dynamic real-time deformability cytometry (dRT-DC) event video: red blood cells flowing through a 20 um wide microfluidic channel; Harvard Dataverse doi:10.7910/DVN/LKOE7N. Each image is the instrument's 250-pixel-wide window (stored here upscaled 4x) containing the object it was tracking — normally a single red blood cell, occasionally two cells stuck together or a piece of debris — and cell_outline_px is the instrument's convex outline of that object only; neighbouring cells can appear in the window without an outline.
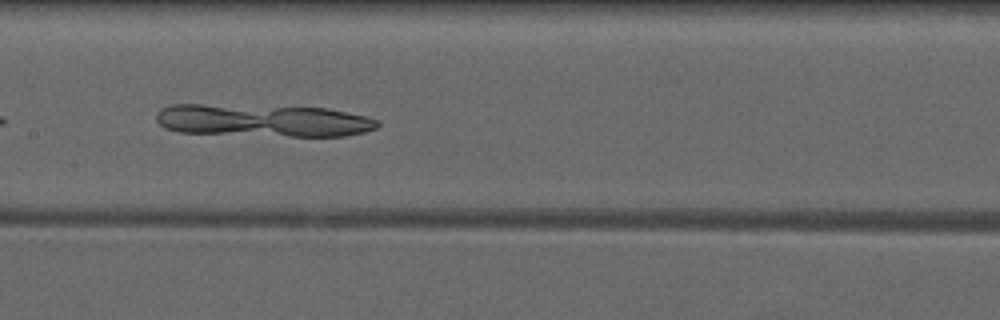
{"species": "common noctule bat (a hibernating species)", "species_latin": "Nyctalus noctula", "temperature_condition": "warm", "stored_images_in_passage": 8, "camera_frame_rate_fps": 3000, "um_per_image_px": 0.085, "animal": {"sex": "male", "forearm_length_mm": 52.5}, "frame": {"image": 1, "passage_image": 8, "time_ms": 8.333, "image_size_px": [1000, 320], "cell_outline_px": [[380, 124], [376, 128], [364, 132], [344, 136], [292, 136], [180, 132], [164, 128], [156, 120], [156, 112], [160, 108], [172, 104], [200, 104], [324, 108], [368, 116], [380, 120]], "centroid_in_image_um": [22.35, 10.24], "position_along_channel_um": 185.1, "area_um2": 41.79}}